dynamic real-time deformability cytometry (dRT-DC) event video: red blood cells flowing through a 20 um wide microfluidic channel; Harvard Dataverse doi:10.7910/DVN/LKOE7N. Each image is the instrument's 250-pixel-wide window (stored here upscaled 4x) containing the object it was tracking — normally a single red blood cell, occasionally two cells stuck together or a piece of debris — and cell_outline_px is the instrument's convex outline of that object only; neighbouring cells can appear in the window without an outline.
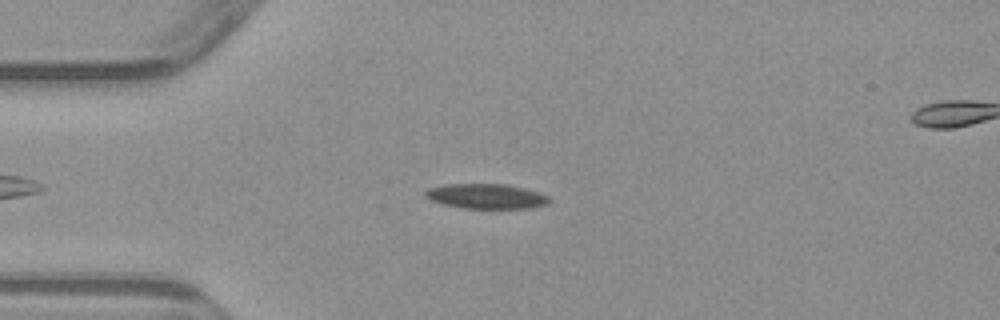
{"species": "common noctule bat (a hibernating species)", "species_latin": "Nyctalus noctula", "temperature_condition": "warm", "stored_images_in_passage": 2, "camera_frame_rate_fps": 3000, "um_per_image_px": 0.085, "animal": {"sex": "male", "body_mass_g": 23.1, "forearm_length_mm": 52.7}, "frame": {"image": 1, "passage_image": 1, "time_ms": 0.0, "image_size_px": [1000, 320], "cell_outline_px": [[552, 200], [548, 204], [532, 208], [460, 208], [444, 204], [432, 200], [424, 196], [424, 192], [428, 188], [444, 184], [504, 184], [524, 188], [540, 192], [548, 196]], "centroid_in_image_um": [41.35, 16.68], "position_along_channel_um": 43.6, "area_um2": 18.09}}